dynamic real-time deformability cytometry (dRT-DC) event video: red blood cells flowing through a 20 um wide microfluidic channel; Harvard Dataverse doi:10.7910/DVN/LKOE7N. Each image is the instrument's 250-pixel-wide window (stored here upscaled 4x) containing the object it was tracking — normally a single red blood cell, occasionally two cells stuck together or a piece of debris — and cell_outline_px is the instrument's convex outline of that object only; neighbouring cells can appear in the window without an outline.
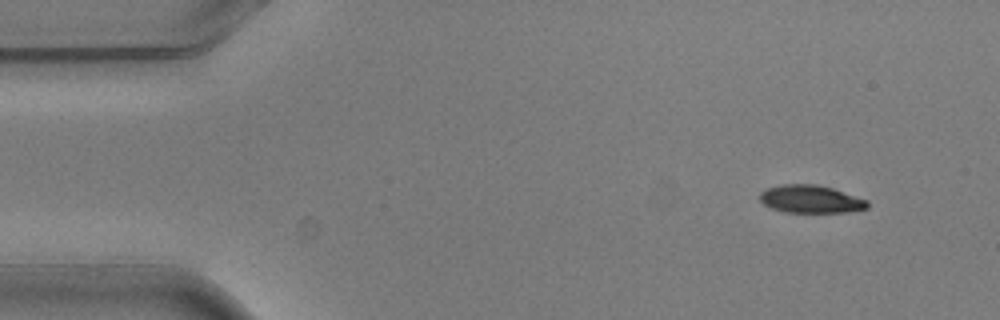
{"species": "common noctule bat (a hibernating species)", "species_latin": "Nyctalus noctula", "temperature_condition": "warm", "stored_images_in_passage": 3, "camera_frame_rate_fps": 3000, "um_per_image_px": 0.085, "animal": {"sex": "male", "body_mass_g": 20.5, "forearm_length_mm": 52.5}, "frame": {"image": 1, "passage_image": 1, "time_ms": 0.0, "image_size_px": [1000, 320], "cell_outline_px": [[868, 208], [848, 212], [784, 212], [772, 208], [764, 204], [760, 200], [760, 192], [768, 188], [780, 184], [816, 184], [832, 188], [868, 200]], "centroid_in_image_um": [68.91, 16.92], "position_along_channel_um": 16.1, "area_um2": 17.4}}
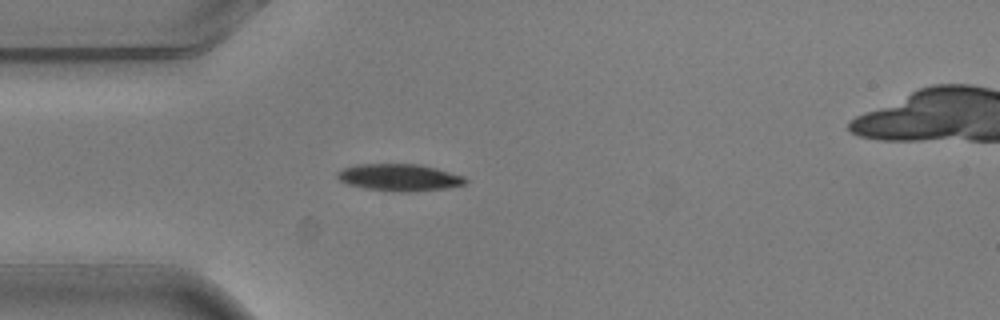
{"frame": {"image": 2, "passage_image": 3, "time_ms": 0.667, "image_size_px": [1000, 320], "cell_outline_px": [[468, 180], [464, 184], [448, 188], [412, 192], [400, 192], [364, 188], [348, 184], [340, 180], [336, 176], [336, 172], [344, 168], [356, 164], [420, 164], [436, 168], [464, 176]], "centroid_in_image_um": [33.95, 15.08], "position_along_channel_um": 51.0, "area_um2": 20.23}}